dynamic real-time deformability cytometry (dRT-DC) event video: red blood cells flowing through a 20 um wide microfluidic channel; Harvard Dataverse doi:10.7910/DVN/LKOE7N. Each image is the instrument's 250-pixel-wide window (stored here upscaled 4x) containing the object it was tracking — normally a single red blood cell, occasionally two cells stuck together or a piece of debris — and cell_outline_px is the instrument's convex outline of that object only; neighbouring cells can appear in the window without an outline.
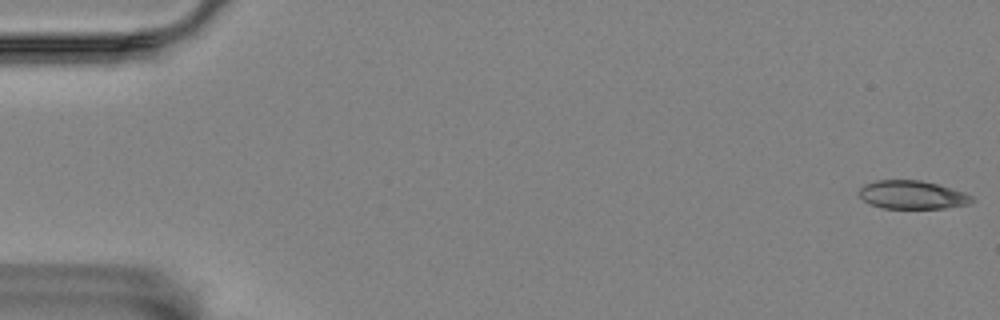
{"species": "Egyptian fruit bat (a non-hibernating species)", "species_latin": "Rousettus aegyptiacus", "temperature_condition": "room temperature", "stored_images_in_passage": 57, "segment_of_instrument_passage": [1, 2], "camera_frame_rate_fps": 3000, "um_per_image_px": 0.085, "animal": {"sex": "female"}, "frame": {"image": 1, "passage_image": 1, "time_ms": 0.0, "image_size_px": [1000, 320], "cell_outline_px": [[976, 200], [968, 204], [944, 208], [884, 208], [872, 204], [864, 200], [856, 192], [864, 184], [876, 180], [920, 180], [952, 188], [964, 192], [972, 196]], "centroid_in_image_um": [77.54, 16.55], "position_along_channel_um": 7.5, "area_um2": 18.61}}
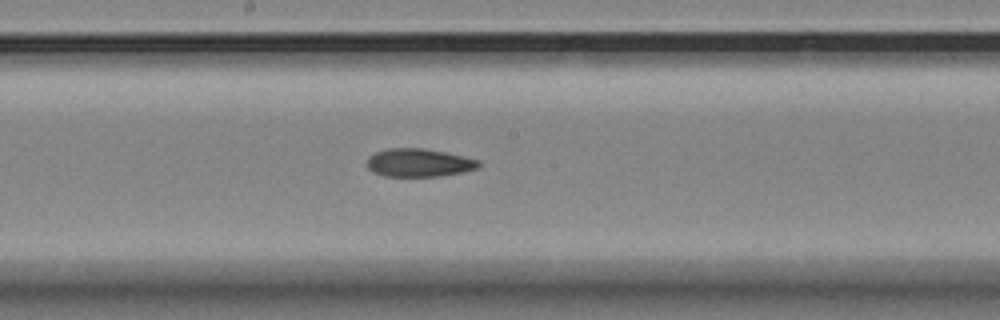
{"frame": {"image": 2, "passage_image": 30, "time_ms": 9.667, "image_size_px": [1000, 320], "cell_outline_px": [[480, 168], [464, 172], [440, 176], [384, 176], [372, 172], [364, 164], [368, 156], [376, 152], [388, 148], [424, 148], [464, 156], [480, 160]], "centroid_in_image_um": [35.59, 13.83], "position_along_channel_um": 212.6, "area_um2": 18.61}}
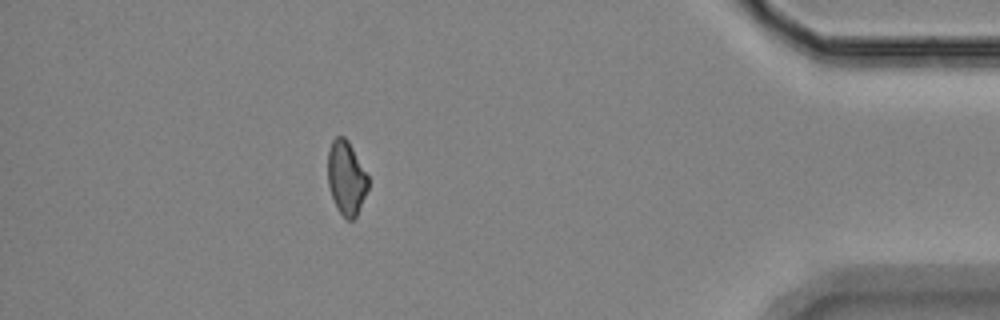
{"frame": {"image": 3, "passage_image": 50, "time_ms": 16.333, "image_size_px": [1000, 320], "cell_outline_px": [[368, 188], [356, 216], [352, 220], [348, 220], [336, 208], [328, 184], [328, 152], [332, 140], [336, 136], [344, 136], [348, 140], [368, 176]], "centroid_in_image_um": [29.42, 15.11], "position_along_channel_um": 405.8, "area_um2": 17.17}}